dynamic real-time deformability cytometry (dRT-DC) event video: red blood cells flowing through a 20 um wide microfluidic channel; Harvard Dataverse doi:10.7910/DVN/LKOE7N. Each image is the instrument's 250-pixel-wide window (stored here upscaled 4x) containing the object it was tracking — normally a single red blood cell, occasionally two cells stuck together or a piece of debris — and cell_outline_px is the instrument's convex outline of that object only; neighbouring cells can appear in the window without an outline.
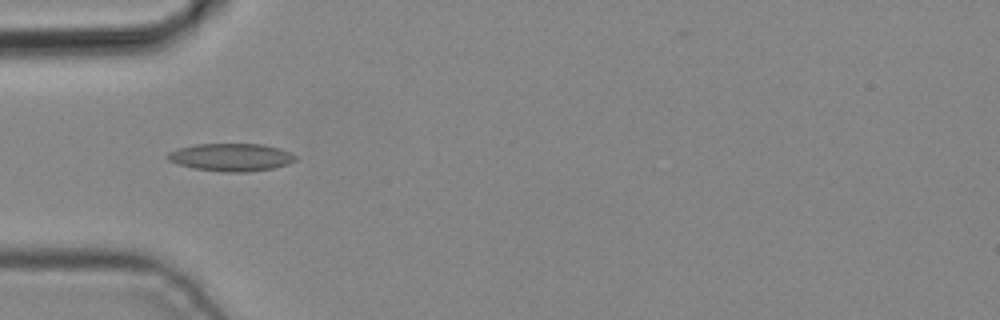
{"species": "common noctule bat (a hibernating species)", "species_latin": "Nyctalus noctula", "temperature_condition": "cold", "stored_images_in_passage": 5, "camera_frame_rate_fps": 3000, "um_per_image_px": 0.085, "animal": {"sex": "male", "body_mass_g": 19.2, "forearm_length_mm": 51.8}, "frame": {"image": 1, "passage_image": 4, "time_ms": 1.0, "image_size_px": [1000, 320], "cell_outline_px": [[296, 160], [288, 164], [272, 168], [248, 172], [224, 172], [192, 168], [176, 164], [168, 160], [164, 156], [168, 152], [176, 148], [196, 144], [264, 144], [280, 148], [296, 156]], "centroid_in_image_um": [19.59, 13.36], "position_along_channel_um": 65.4, "area_um2": 20.87}}
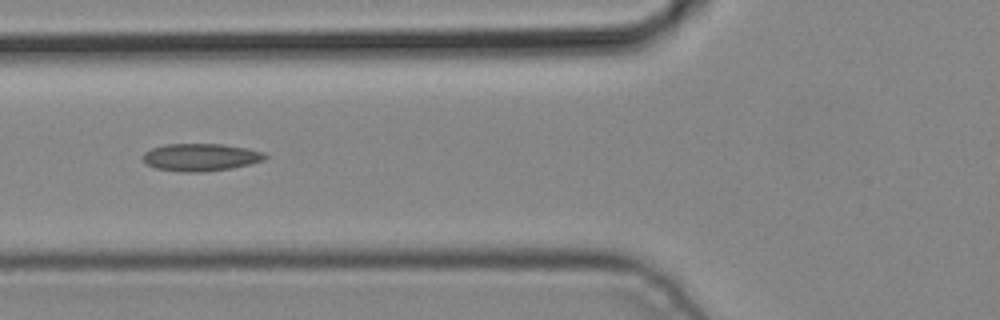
{"frame": {"image": 2, "passage_image": 5, "time_ms": 1.333, "image_size_px": [1000, 320], "cell_outline_px": [[268, 156], [264, 160], [232, 168], [200, 172], [180, 172], [156, 168], [144, 164], [144, 152], [152, 148], [164, 144], [224, 144], [248, 148], [264, 152]], "centroid_in_image_um": [17.05, 13.36], "position_along_channel_um": 108.7, "area_um2": 19.65}}